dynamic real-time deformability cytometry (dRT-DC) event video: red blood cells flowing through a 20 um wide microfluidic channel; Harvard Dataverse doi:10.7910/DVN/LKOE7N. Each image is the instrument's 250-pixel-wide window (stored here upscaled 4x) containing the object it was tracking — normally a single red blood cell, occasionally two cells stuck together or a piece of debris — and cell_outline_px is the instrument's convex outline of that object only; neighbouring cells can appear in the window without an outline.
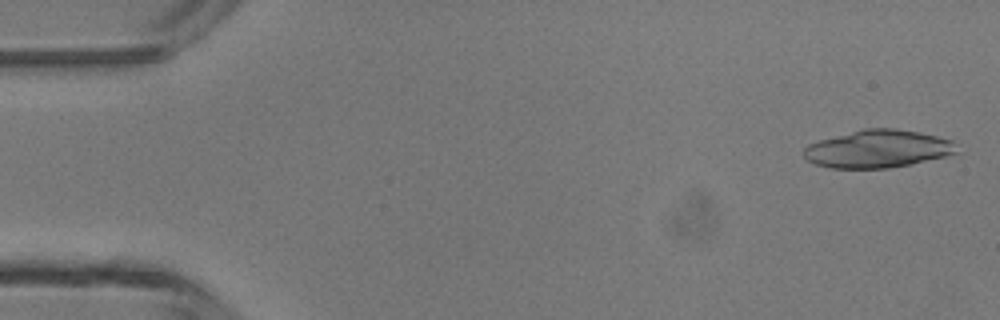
{"species": "common noctule bat (a hibernating species)", "species_latin": "Nyctalus noctula", "temperature_condition": "room temperature", "stored_images_in_passage": 46, "camera_frame_rate_fps": 3000, "um_per_image_px": 0.085, "animal": {"sex": "male", "body_mass_g": 13.3}, "frame": {"image": 1, "passage_image": 2, "time_ms": 0.333, "image_size_px": [1000, 320], "cell_outline_px": [[960, 152], [944, 156], [908, 164], [888, 168], [832, 168], [816, 164], [808, 160], [804, 156], [804, 148], [808, 144], [820, 140], [864, 128], [896, 128], [920, 132], [952, 140]], "centroid_in_image_um": [74.62, 12.64], "position_along_channel_um": 10.4, "area_um2": 33.35}}
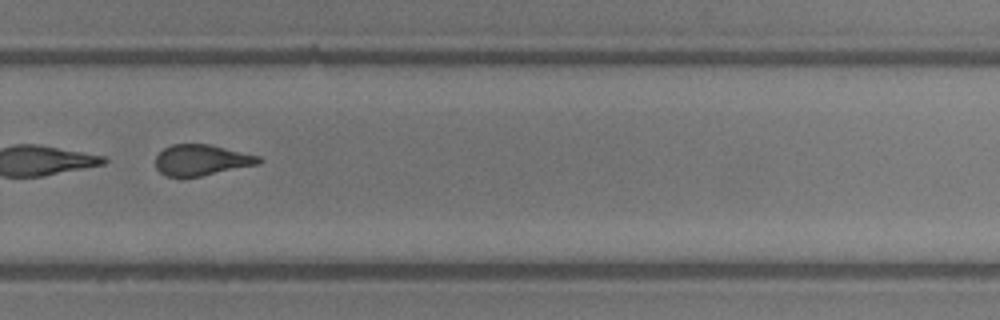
{"frame": {"image": 2, "passage_image": 32, "time_ms": 10.333, "image_size_px": [1000, 320], "cell_outline_px": [[264, 160], [260, 164], [200, 176], [168, 176], [160, 172], [156, 168], [156, 156], [164, 148], [172, 144], [212, 144], [260, 156]], "centroid_in_image_um": [17.17, 13.59], "position_along_channel_um": 312.6, "area_um2": 18.61}}
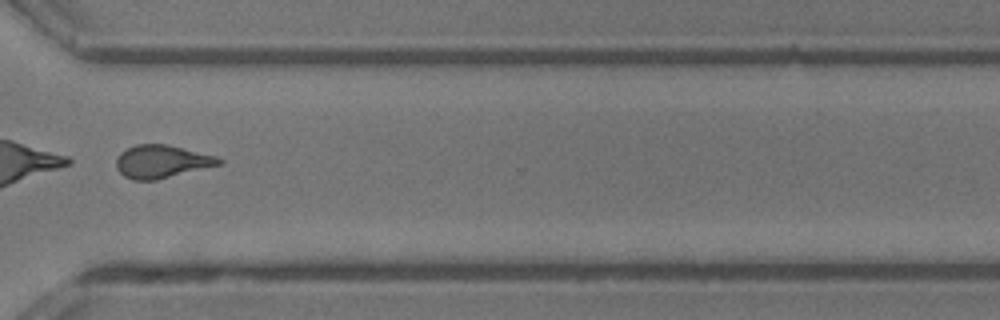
{"frame": {"image": 3, "passage_image": 35, "time_ms": 11.333, "image_size_px": [1000, 320], "cell_outline_px": [[224, 164], [156, 180], [132, 180], [124, 176], [116, 168], [116, 156], [120, 152], [136, 144], [168, 144], [216, 156], [224, 160]], "centroid_in_image_um": [13.76, 13.73], "position_along_channel_um": 356.8, "area_um2": 19.94}}